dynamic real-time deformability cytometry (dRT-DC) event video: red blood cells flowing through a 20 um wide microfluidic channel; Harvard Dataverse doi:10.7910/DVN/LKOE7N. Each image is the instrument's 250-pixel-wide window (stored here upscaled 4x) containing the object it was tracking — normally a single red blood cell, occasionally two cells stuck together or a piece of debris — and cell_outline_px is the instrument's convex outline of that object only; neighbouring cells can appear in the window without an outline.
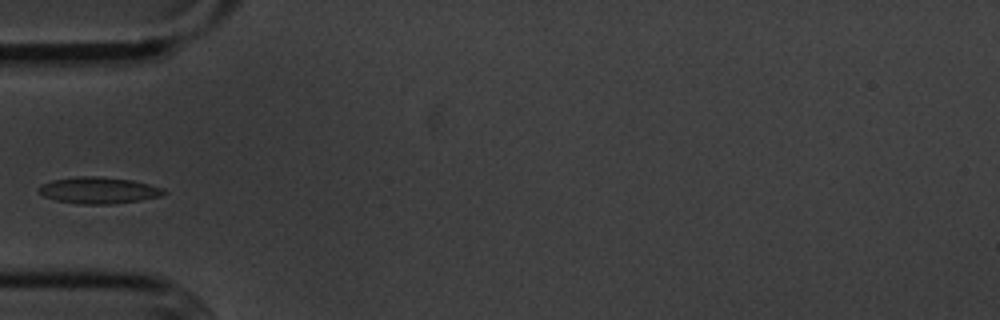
{"species": "common noctule bat (a hibernating species)", "species_latin": "Nyctalus noctula", "temperature_condition": "cold", "stored_images_in_passage": 4, "camera_frame_rate_fps": 3000, "um_per_image_px": 0.085, "animal": {"sex": "male", "body_mass_g": 20.1, "forearm_length_mm": 53.5}, "frame": {"image": 1, "passage_image": 4, "time_ms": 3.333, "image_size_px": [1000, 320], "cell_outline_px": [[168, 192], [160, 196], [140, 200], [108, 204], [80, 204], [56, 200], [44, 196], [40, 192], [40, 184], [52, 180], [80, 176], [96, 176], [132, 180], [164, 188]], "centroid_in_image_um": [8.4, 16.17], "position_along_channel_um": 76.6, "area_um2": 19.13}}